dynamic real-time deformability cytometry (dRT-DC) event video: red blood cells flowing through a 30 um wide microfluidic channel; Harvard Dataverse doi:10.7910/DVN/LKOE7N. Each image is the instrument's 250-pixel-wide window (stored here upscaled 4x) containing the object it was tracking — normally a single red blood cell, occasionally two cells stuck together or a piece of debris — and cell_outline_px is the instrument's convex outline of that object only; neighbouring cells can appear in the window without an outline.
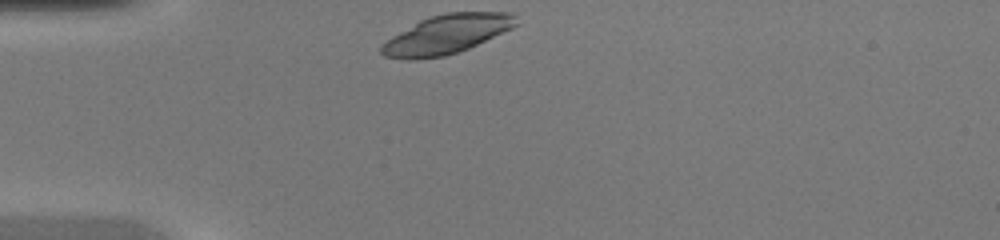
{"species": "common noctule bat (a hibernating species)", "species_latin": "Nyctalus noctula", "temperature_condition": "warm", "stored_images_in_passage": 28, "camera_frame_rate_fps": 3000, "um_per_image_px": 0.085, "animal": {"sex": "female", "body_mass_g": 20.0, "forearm_length_mm": 54.0}, "frame": {"image": 1, "passage_image": 1, "time_ms": 0.0, "image_size_px": [1000, 240], "cell_outline_px": [[520, 24], [512, 28], [468, 48], [444, 56], [416, 60], [408, 60], [384, 56], [380, 52], [380, 44], [392, 36], [420, 20], [428, 16], [448, 12], [512, 12], [516, 16]], "centroid_in_image_um": [37.96, 2.91], "position_along_channel_um": 47.0, "area_um2": 30.69}}